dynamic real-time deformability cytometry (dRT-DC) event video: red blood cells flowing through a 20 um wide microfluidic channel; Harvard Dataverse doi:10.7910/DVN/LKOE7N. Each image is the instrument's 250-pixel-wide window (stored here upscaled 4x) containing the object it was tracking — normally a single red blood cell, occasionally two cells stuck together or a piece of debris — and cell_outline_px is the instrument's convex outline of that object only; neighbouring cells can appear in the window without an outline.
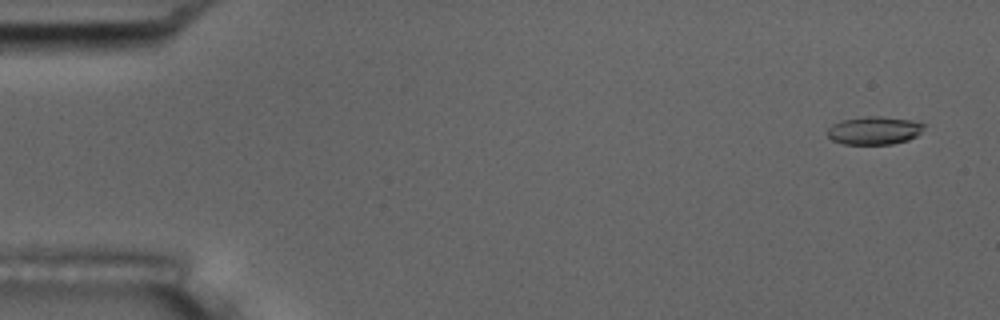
{"species": "common noctule bat (a hibernating species)", "species_latin": "Nyctalus noctula", "temperature_condition": "room temperature", "stored_images_in_passage": 55, "camera_frame_rate_fps": 3000, "um_per_image_px": 0.085, "animal": {"sex": "male", "body_mass_g": 17.5, "forearm_length_mm": 52.3}, "frame": {"image": 1, "passage_image": 3, "time_ms": 0.667, "image_size_px": [1000, 320], "cell_outline_px": [[928, 124], [916, 136], [908, 140], [892, 144], [844, 144], [832, 140], [828, 136], [828, 128], [832, 124], [840, 120], [864, 116], [880, 116], [912, 120]], "centroid_in_image_um": [74.32, 11.08], "position_along_channel_um": 10.7, "area_um2": 15.95}}
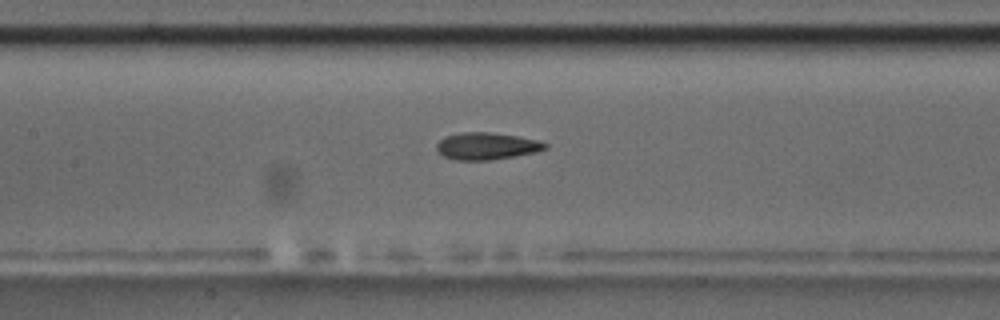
{"frame": {"image": 2, "passage_image": 26, "time_ms": 8.333, "image_size_px": [1000, 320], "cell_outline_px": [[548, 148], [536, 152], [488, 160], [456, 160], [444, 156], [436, 148], [436, 144], [444, 136], [460, 132], [492, 132], [540, 140], [548, 144]], "centroid_in_image_um": [41.37, 12.4], "position_along_channel_um": 166.0, "area_um2": 17.11}}
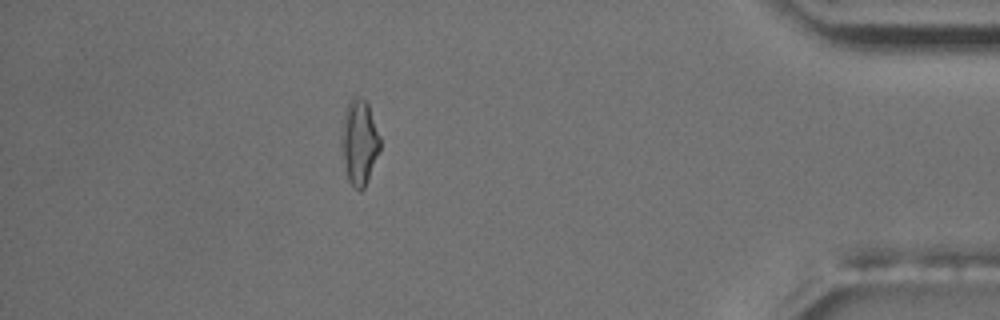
{"frame": {"image": 3, "passage_image": 49, "time_ms": 16.0, "image_size_px": [1000, 320], "cell_outline_px": [[380, 152], [364, 188], [360, 192], [348, 180], [340, 144], [340, 124], [348, 100], [352, 96], [356, 96], [364, 100], [368, 104], [380, 136]], "centroid_in_image_um": [30.51, 12.04], "position_along_channel_um": 404.7, "area_um2": 19.54}, "authors_computed_cell_mechanics": {"area_um2": 16.9354, "velocity_mm_per_s": 3.7061, "shape_relaxation_time_tau1_ms": 5.6673, "shape_relaxation_time_tau2_ms": 2.5464, "deformation_change_tau1": 0.1593, "deformation_change_tau2": 0.1005}}